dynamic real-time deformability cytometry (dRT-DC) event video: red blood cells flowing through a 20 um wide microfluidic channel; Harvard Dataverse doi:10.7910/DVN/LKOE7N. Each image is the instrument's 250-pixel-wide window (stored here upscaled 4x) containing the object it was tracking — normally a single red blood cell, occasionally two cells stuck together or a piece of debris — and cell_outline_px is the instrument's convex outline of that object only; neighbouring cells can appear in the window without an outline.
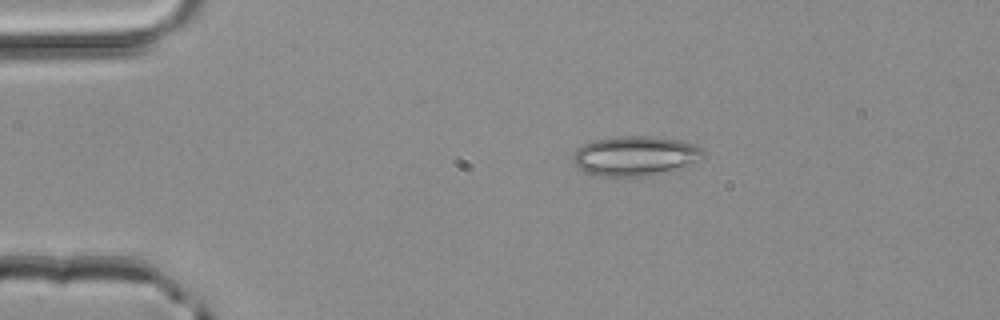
{"species": "common noctule bat (a hibernating species)", "species_latin": "Nyctalus noctula", "temperature_condition": "room temperature", "stored_images_in_passage": 2, "camera_frame_rate_fps": 3000, "um_per_image_px": 0.085, "animal": {"sex": "male", "body_mass_g": 20.4}, "frame": {"image": 1, "passage_image": 1, "time_ms": 0.0, "image_size_px": [1000, 320], "cell_outline_px": [[704, 152], [688, 164], [652, 176], [596, 176], [584, 172], [572, 160], [576, 148], [592, 140], [616, 136], [652, 136], [680, 140], [704, 148]], "centroid_in_image_um": [53.91, 13.24], "position_along_channel_um": 31.1, "area_um2": 29.88}}